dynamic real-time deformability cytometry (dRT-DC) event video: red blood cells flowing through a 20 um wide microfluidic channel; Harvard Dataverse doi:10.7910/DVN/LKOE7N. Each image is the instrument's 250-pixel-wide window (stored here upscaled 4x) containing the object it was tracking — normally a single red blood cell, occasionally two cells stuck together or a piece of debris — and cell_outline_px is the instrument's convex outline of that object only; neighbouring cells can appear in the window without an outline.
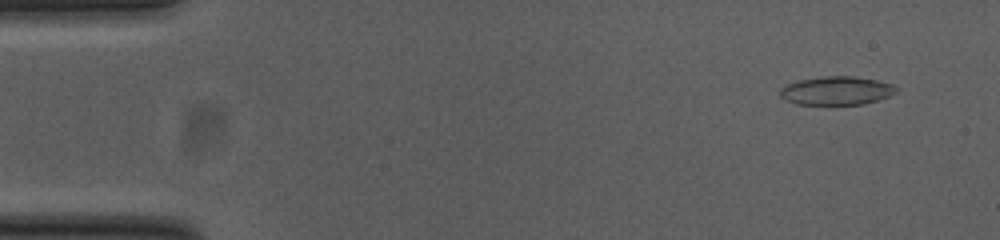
{"species": "common noctule bat (a hibernating species)", "species_latin": "Nyctalus noctula", "temperature_condition": "cold", "stored_images_in_passage": 53, "camera_frame_rate_fps": 3000, "um_per_image_px": 0.085, "animal": {"sex": "female", "body_mass_g": 23.0, "forearm_length_mm": 53.4}, "frame": {"image": 1, "passage_image": 4, "time_ms": 1.0, "image_size_px": [1000, 240], "cell_outline_px": [[900, 88], [896, 92], [888, 96], [864, 104], [796, 104], [784, 100], [780, 96], [780, 88], [784, 84], [800, 80], [824, 76], [856, 76], [876, 80], [892, 84]], "centroid_in_image_um": [71.08, 7.7], "position_along_channel_um": 13.9, "area_um2": 19.36}}
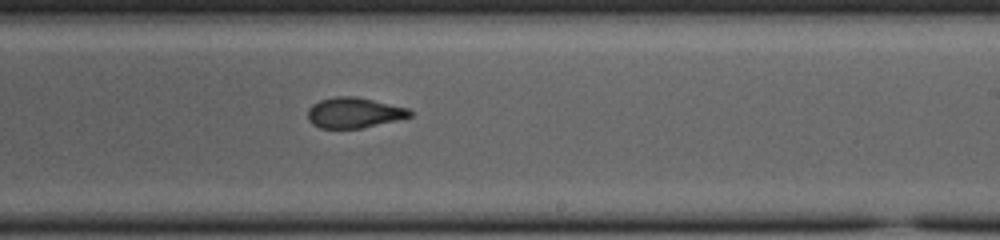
{"frame": {"image": 2, "passage_image": 32, "time_ms": 10.333, "image_size_px": [1000, 240], "cell_outline_px": [[412, 116], [396, 120], [360, 128], [320, 128], [312, 124], [308, 120], [308, 108], [312, 104], [320, 100], [336, 96], [356, 96], [408, 108], [412, 112]], "centroid_in_image_um": [30.06, 9.57], "position_along_channel_um": 258.9, "area_um2": 18.03}}
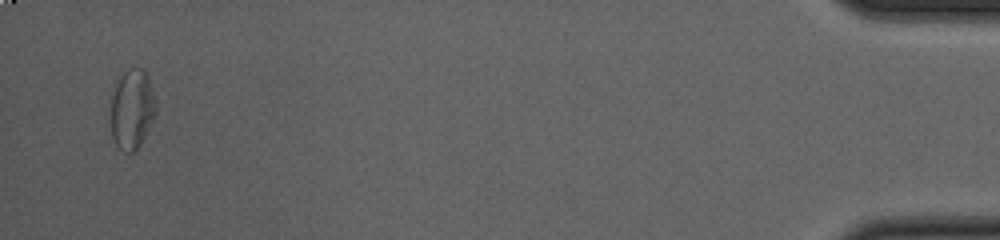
{"frame": {"image": 3, "passage_image": 52, "time_ms": 17.0, "image_size_px": [1000, 240], "cell_outline_px": [[156, 112], [140, 144], [132, 152], [124, 152], [116, 144], [112, 136], [112, 96], [116, 84], [120, 76], [128, 68], [144, 68], [148, 76], [156, 108]], "centroid_in_image_um": [11.22, 9.25], "position_along_channel_um": 424.0, "area_um2": 20.4}, "authors_computed_cell_mechanics": {"area_um2": 19.363, "velocity_mm_per_s": 3.7971, "shape_relaxation_time_tau1_ms": null, "shape_relaxation_time_tau2_ms": 1.8125, "deformation_change_tau1": null, "deformation_change_tau2": 0.0729}}